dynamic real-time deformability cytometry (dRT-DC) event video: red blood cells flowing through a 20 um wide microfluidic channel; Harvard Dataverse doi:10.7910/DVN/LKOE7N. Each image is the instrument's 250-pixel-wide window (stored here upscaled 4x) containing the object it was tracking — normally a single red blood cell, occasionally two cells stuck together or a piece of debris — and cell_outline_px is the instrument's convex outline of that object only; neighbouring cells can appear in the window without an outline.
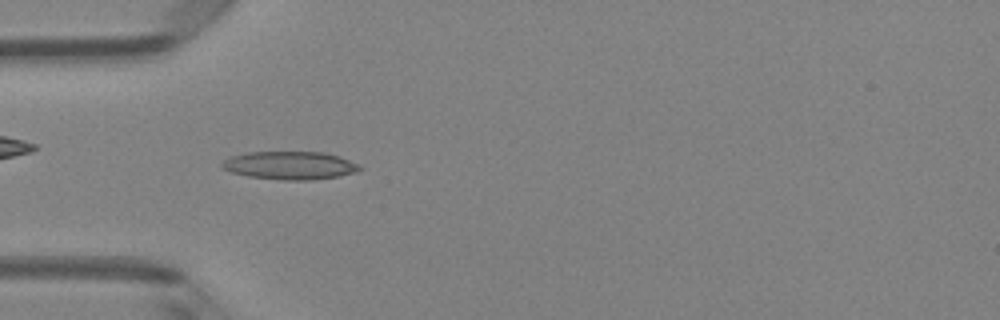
{"species": "Egyptian fruit bat (a non-hibernating species)", "species_latin": "Rousettus aegyptiacus", "temperature_condition": "room temperature", "stored_images_in_passage": 48, "camera_frame_rate_fps": 3000, "um_per_image_px": 0.085, "animal": {"sex": "female"}, "frame": {"image": 1, "passage_image": 14, "time_ms": 4.333, "image_size_px": [1000, 320], "cell_outline_px": [[364, 168], [356, 172], [336, 176], [312, 180], [284, 180], [248, 176], [232, 172], [224, 168], [220, 164], [224, 160], [232, 156], [248, 152], [324, 152], [340, 156], [360, 164]], "centroid_in_image_um": [24.7, 14.05], "position_along_channel_um": 60.3, "area_um2": 22.48}}
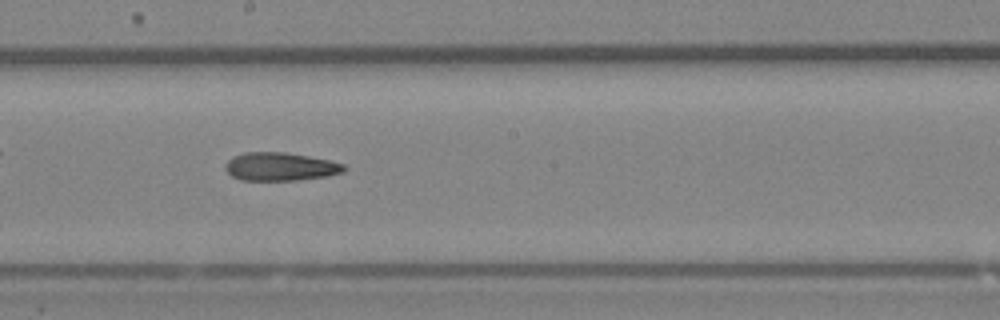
{"frame": {"image": 2, "passage_image": 26, "time_ms": 8.333, "image_size_px": [1000, 320], "cell_outline_px": [[348, 168], [344, 172], [328, 176], [296, 180], [240, 180], [232, 176], [224, 168], [224, 164], [232, 156], [244, 152], [284, 152], [308, 156], [328, 160], [344, 164]], "centroid_in_image_um": [23.81, 14.16], "position_along_channel_um": 224.4, "area_um2": 19.65}}
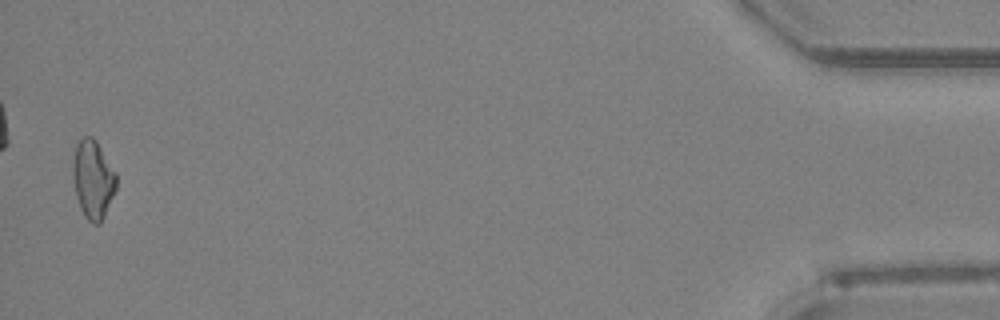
{"frame": {"image": 3, "passage_image": 47, "time_ms": 15.333, "image_size_px": [1000, 320], "cell_outline_px": [[116, 188], [104, 216], [100, 224], [92, 224], [84, 216], [80, 208], [76, 196], [72, 176], [72, 160], [76, 144], [84, 136], [92, 136], [96, 140], [116, 172]], "centroid_in_image_um": [7.88, 15.24], "position_along_channel_um": 427.3, "area_um2": 20.0}, "authors_computed_cell_mechanics": {"area_um2": 19.8832, "velocity_mm_per_s": 4.1797, "shape_relaxation_time_tau1_ms": null, "shape_relaxation_time_tau2_ms": 2.7692, "deformation_change_tau1": null, "deformation_change_tau2": 0.1296}}